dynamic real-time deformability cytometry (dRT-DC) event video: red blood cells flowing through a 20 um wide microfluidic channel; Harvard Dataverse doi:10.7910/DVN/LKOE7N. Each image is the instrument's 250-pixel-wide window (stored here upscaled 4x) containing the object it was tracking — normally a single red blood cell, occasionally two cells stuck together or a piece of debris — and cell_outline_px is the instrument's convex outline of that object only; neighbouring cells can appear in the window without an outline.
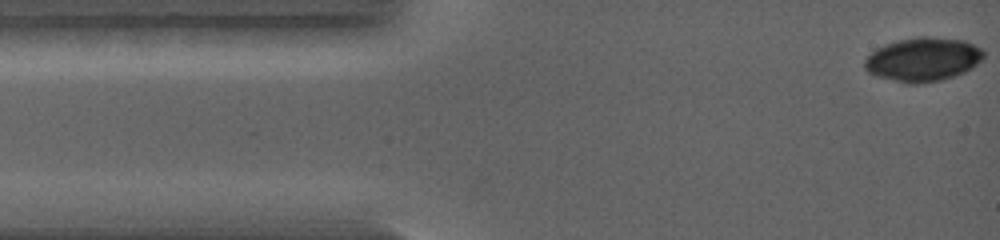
{"species": "common noctule bat (a hibernating species)", "species_latin": "Nyctalus noctula", "temperature_condition": "warm", "stored_images_in_passage": 11, "camera_frame_rate_fps": 5000, "um_per_image_px": 0.085, "animal": {"sex": "female", "body_mass_g": 19.0, "forearm_length_mm": 56.7}, "frame": {"image": 1, "passage_image": 1, "time_ms": 0.0, "image_size_px": [1000, 240], "cell_outline_px": [[984, 56], [972, 68], [964, 72], [940, 80], [916, 84], [908, 84], [876, 76], [868, 72], [864, 68], [864, 60], [876, 48], [884, 44], [900, 40], [920, 36], [928, 36], [964, 40], [984, 48]], "centroid_in_image_um": [78.45, 5.04], "position_along_channel_um": 6.5, "area_um2": 30.46}}